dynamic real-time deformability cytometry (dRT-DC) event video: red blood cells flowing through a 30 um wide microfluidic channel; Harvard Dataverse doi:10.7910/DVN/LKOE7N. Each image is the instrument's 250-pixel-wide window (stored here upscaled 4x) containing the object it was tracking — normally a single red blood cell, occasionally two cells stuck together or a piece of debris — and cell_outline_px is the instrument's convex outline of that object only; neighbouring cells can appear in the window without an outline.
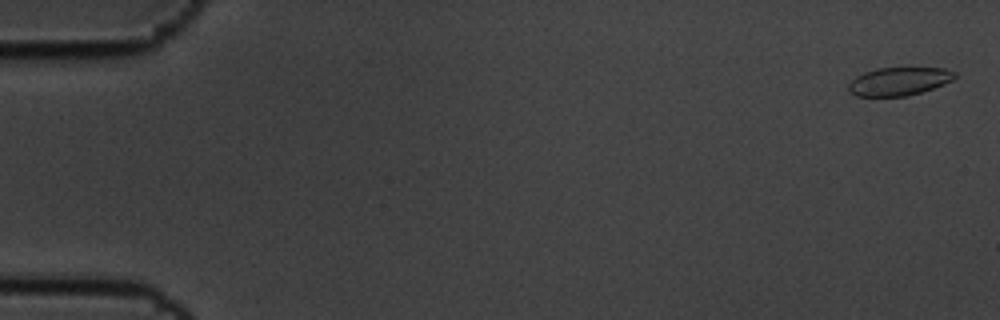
{"species": "common noctule bat (a hibernating species)", "species_latin": "Nyctalus noctula", "temperature_condition": "cold", "stored_images_in_passage": 10, "camera_frame_rate_fps": 3000, "um_per_image_px": 0.085, "animal": {"sex": "male", "body_mass_g": 19.5, "forearm_length_mm": 54.6}, "frame": {"image": 1, "passage_image": 1, "time_ms": 0.0, "image_size_px": [1000, 320], "cell_outline_px": [[956, 76], [952, 80], [944, 84], [908, 96], [856, 96], [848, 92], [848, 84], [856, 76], [864, 72], [880, 68], [944, 68], [956, 72]], "centroid_in_image_um": [76.39, 6.92], "position_along_channel_um": 8.6, "area_um2": 17.4}}
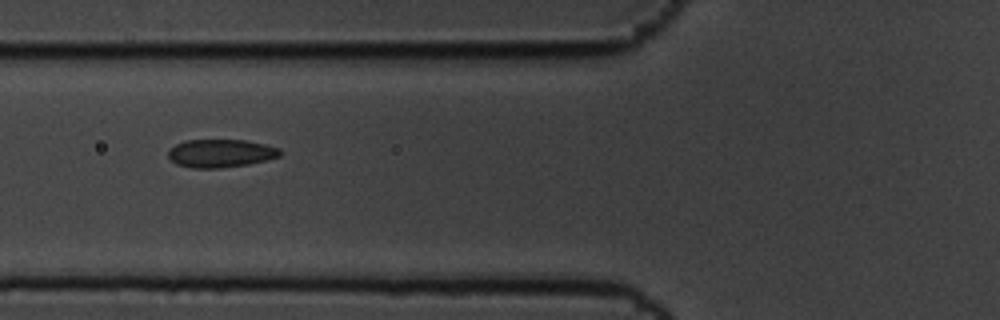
{"frame": {"image": 2, "passage_image": 7, "time_ms": 2.0, "image_size_px": [1000, 320], "cell_outline_px": [[280, 156], [248, 164], [220, 168], [192, 168], [176, 164], [168, 156], [168, 148], [184, 140], [244, 140], [264, 144], [280, 148]], "centroid_in_image_um": [18.71, 13.03], "position_along_channel_um": 107.1, "area_um2": 18.26}}
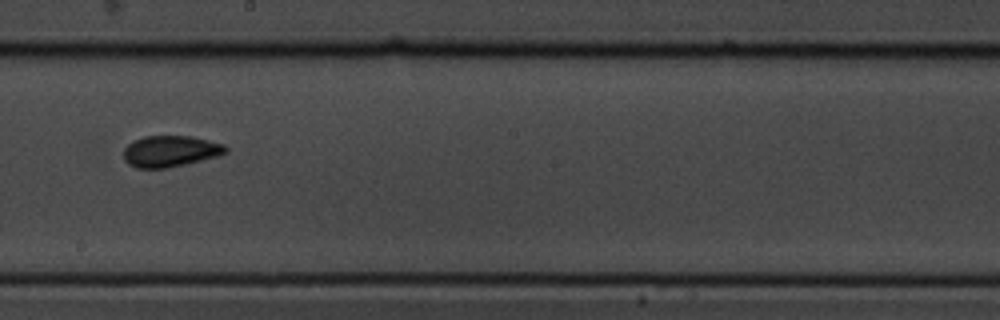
{"frame": {"image": 3, "passage_image": 10, "time_ms": 3.0, "image_size_px": [1000, 320], "cell_outline_px": [[228, 152], [220, 156], [168, 168], [136, 168], [128, 164], [124, 160], [124, 148], [132, 140], [144, 136], [192, 136], [224, 144], [228, 148]], "centroid_in_image_um": [14.49, 12.85], "position_along_channel_um": 233.7, "area_um2": 18.84}}